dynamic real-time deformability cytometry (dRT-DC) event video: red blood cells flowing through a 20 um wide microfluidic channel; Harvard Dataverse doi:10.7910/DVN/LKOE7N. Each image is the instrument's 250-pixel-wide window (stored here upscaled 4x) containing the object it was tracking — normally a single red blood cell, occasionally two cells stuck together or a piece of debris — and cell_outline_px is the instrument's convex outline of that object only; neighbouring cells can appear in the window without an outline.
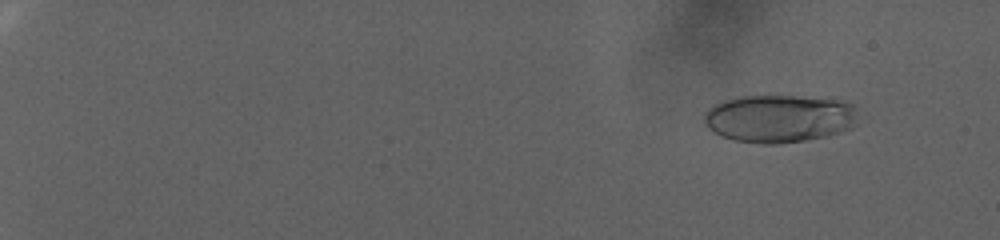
{"species": "human", "species_latin": "Homo sapiens", "temperature_condition": "warm", "stored_images_in_passage": 94, "camera_frame_rate_fps": 3000, "um_per_image_px": 0.085, "donor": {"sex": "female"}, "frame": {"image": 1, "passage_image": 5, "time_ms": 1.333, "image_size_px": [1000, 240], "cell_outline_px": [[856, 108], [852, 128], [828, 136], [780, 144], [760, 144], [732, 140], [712, 132], [704, 124], [704, 112], [712, 104], [720, 100], [740, 96], [796, 96], [836, 100], [852, 104]], "centroid_in_image_um": [66.14, 10.08], "position_along_channel_um": 18.9, "area_um2": 43.12}}
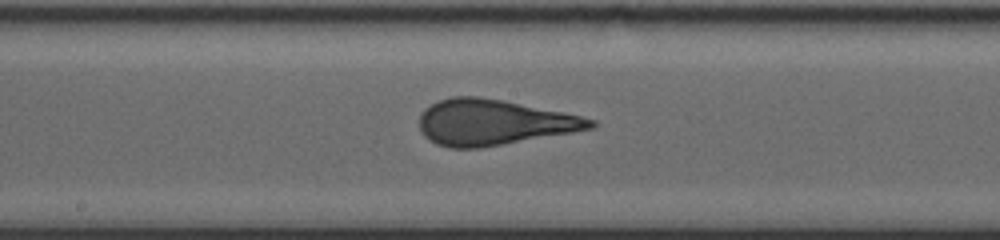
{"frame": {"image": 2, "passage_image": 56, "time_ms": 18.333, "image_size_px": [1000, 240], "cell_outline_px": [[596, 124], [592, 128], [572, 132], [480, 148], [448, 148], [436, 144], [424, 136], [420, 132], [420, 112], [424, 108], [440, 100], [452, 96], [476, 96], [500, 100], [580, 116], [596, 120]], "centroid_in_image_um": [41.88, 10.41], "position_along_channel_um": 206.3, "area_um2": 44.97}}
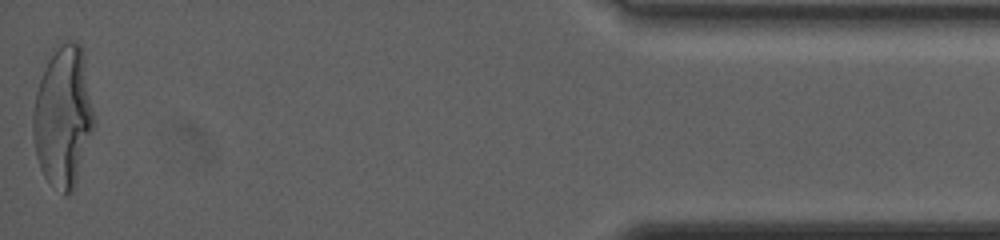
{"frame": {"image": 3, "passage_image": 94, "time_ms": 31.0, "image_size_px": [1000, 240], "cell_outline_px": [[96, 124], [72, 192], [68, 196], [64, 196], [44, 176], [40, 168], [36, 156], [32, 136], [32, 116], [36, 92], [44, 68], [52, 48], [60, 40], [76, 40], [80, 44], [84, 52]], "centroid_in_image_um": [5.37, 9.84], "position_along_channel_um": 429.8, "area_um2": 51.04}, "authors_computed_cell_mechanics": {"area_um2": 44.2459, "velocity_mm_per_s": 2.256, "shape_relaxation_time_tau1_ms": 11.3374, "shape_relaxation_time_tau2_ms": null, "deformation_change_tau1": 0.3142, "deformation_change_tau2": null}}